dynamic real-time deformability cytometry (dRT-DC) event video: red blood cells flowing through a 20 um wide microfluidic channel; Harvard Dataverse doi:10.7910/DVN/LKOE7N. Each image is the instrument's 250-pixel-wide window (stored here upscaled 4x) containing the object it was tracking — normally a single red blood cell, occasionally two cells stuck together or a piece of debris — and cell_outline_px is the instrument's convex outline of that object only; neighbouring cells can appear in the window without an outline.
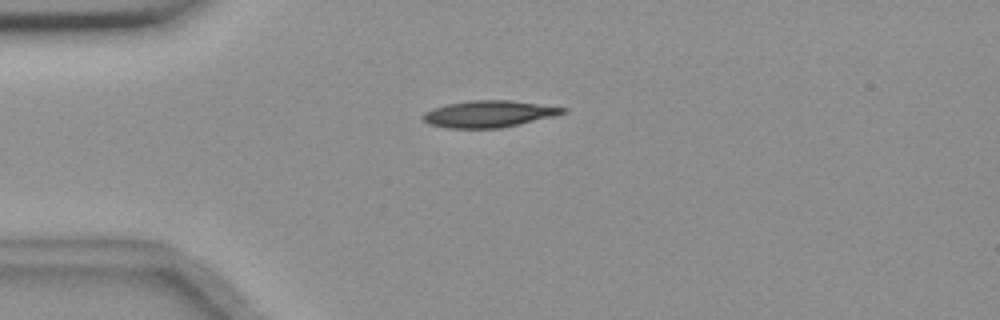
{"species": "common noctule bat (a hibernating species)", "species_latin": "Nyctalus noctula", "temperature_condition": "room temperature", "stored_images_in_passage": 7, "camera_frame_rate_fps": 3000, "um_per_image_px": 0.085, "animal": {"sex": "female", "body_mass_g": 18.4}, "frame": {"image": 1, "passage_image": 3, "time_ms": 2.333, "image_size_px": [1000, 320], "cell_outline_px": [[568, 112], [520, 124], [500, 128], [444, 128], [428, 124], [420, 116], [424, 112], [432, 108], [448, 104], [472, 100], [508, 100], [568, 108]], "centroid_in_image_um": [41.51, 9.69], "position_along_channel_um": 43.5, "area_um2": 21.73}}
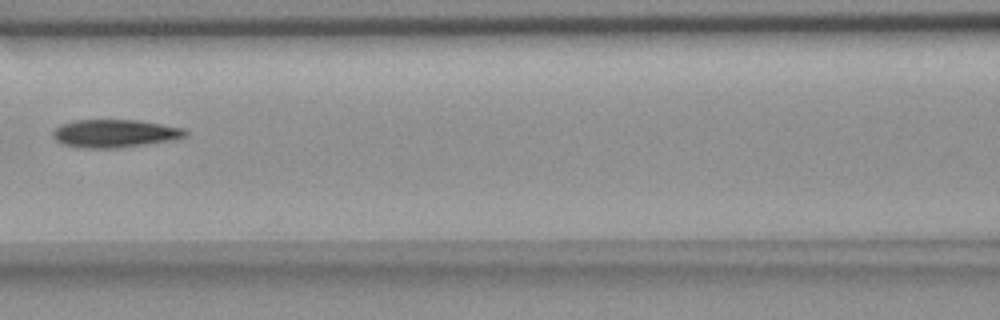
{"frame": {"image": 2, "passage_image": 6, "time_ms": 6.0, "image_size_px": [1000, 320], "cell_outline_px": [[188, 136], [176, 140], [120, 148], [84, 148], [60, 144], [52, 136], [52, 132], [60, 124], [72, 120], [136, 120], [184, 128], [188, 132]], "centroid_in_image_um": [9.76, 11.35], "position_along_channel_um": 156.8, "area_um2": 21.91}}
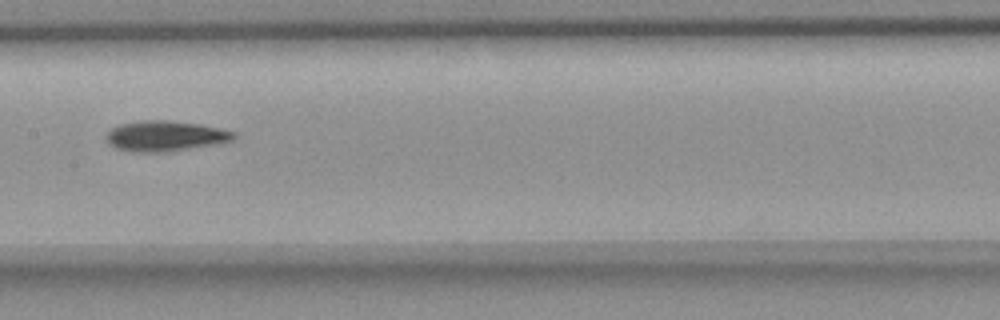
{"frame": {"image": 3, "passage_image": 7, "time_ms": 7.0, "image_size_px": [1000, 320], "cell_outline_px": [[236, 140], [216, 144], [164, 152], [136, 152], [116, 148], [108, 144], [104, 136], [112, 128], [120, 124], [144, 120], [168, 120], [200, 124], [220, 128], [236, 132]], "centroid_in_image_um": [14.06, 11.56], "position_along_channel_um": 193.3, "area_um2": 22.72}}